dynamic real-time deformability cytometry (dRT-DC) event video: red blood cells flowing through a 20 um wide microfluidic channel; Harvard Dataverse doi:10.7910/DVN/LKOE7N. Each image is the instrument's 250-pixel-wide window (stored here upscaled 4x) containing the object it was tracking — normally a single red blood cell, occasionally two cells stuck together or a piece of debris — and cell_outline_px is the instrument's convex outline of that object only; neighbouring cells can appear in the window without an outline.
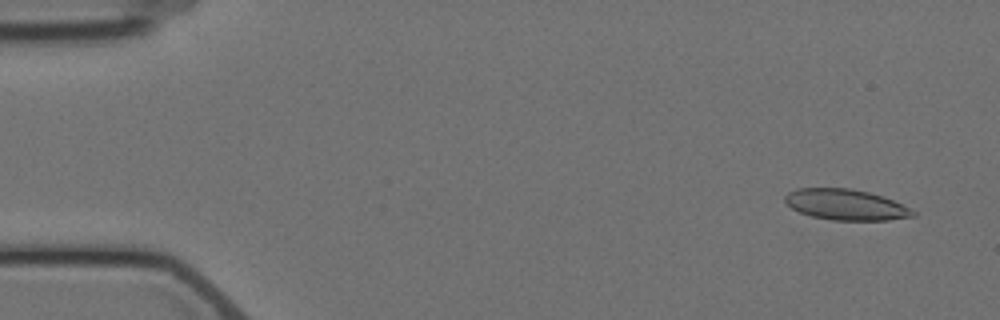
{"species": "Egyptian fruit bat (a non-hibernating species)", "species_latin": "Rousettus aegyptiacus", "temperature_condition": "cold", "stored_images_in_passage": 4, "camera_frame_rate_fps": 3000, "um_per_image_px": 0.085, "animal": {"sex": "female"}, "frame": {"image": 1, "passage_image": 1, "time_ms": 0.0, "image_size_px": [1000, 320], "cell_outline_px": [[916, 216], [888, 220], [832, 220], [812, 216], [800, 212], [792, 208], [784, 200], [784, 196], [788, 192], [796, 188], [852, 188], [884, 196], [916, 212]], "centroid_in_image_um": [71.88, 17.39], "position_along_channel_um": 13.1, "area_um2": 22.89}}